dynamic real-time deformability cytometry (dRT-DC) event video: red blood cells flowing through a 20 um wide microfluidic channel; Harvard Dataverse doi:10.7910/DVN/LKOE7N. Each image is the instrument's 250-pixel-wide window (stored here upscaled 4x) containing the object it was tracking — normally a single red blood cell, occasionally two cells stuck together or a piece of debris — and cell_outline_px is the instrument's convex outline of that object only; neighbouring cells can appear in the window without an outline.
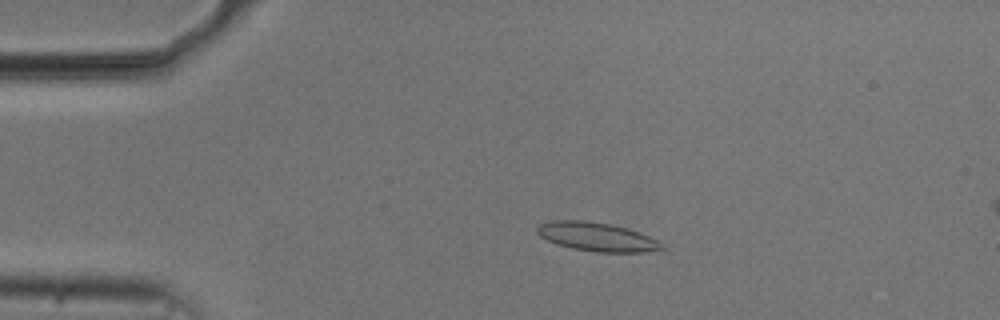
{"species": "common noctule bat (a hibernating species)", "species_latin": "Nyctalus noctula", "temperature_condition": "cold", "stored_images_in_passage": 46, "camera_frame_rate_fps": 3000, "um_per_image_px": 0.085, "animal": {"sex": "male", "body_mass_g": 20.5, "forearm_length_mm": 52.5}, "frame": {"image": 1, "passage_image": 3, "time_ms": 0.667, "image_size_px": [1000, 320], "cell_outline_px": [[664, 248], [644, 252], [596, 252], [572, 248], [556, 244], [540, 236], [536, 232], [536, 228], [540, 224], [552, 220], [588, 220], [608, 224], [640, 232], [656, 240]], "centroid_in_image_um": [50.67, 20.12], "position_along_channel_um": 34.3, "area_um2": 20.63}}
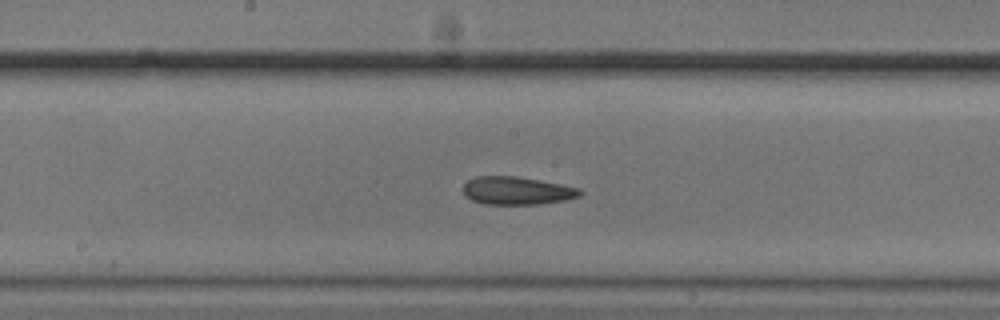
{"frame": {"image": 2, "passage_image": 20, "time_ms": 6.333, "image_size_px": [1000, 320], "cell_outline_px": [[584, 192], [580, 196], [564, 200], [536, 204], [484, 204], [472, 200], [464, 196], [464, 184], [468, 180], [476, 176], [516, 176], [560, 184], [580, 188]], "centroid_in_image_um": [43.93, 16.2], "position_along_channel_um": 204.3, "area_um2": 18.96}}
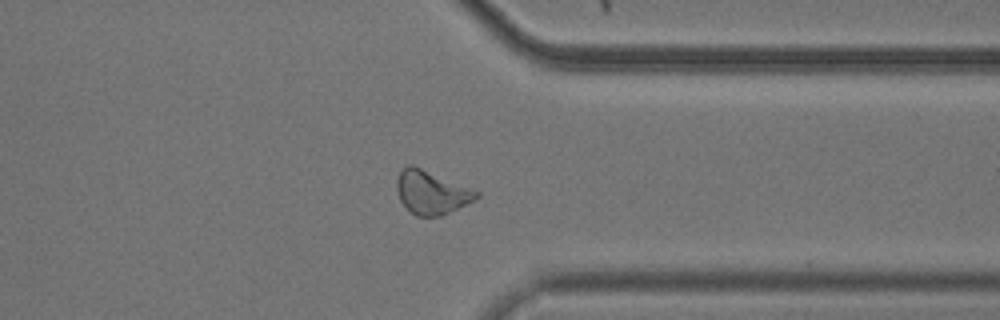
{"frame": {"image": 3, "passage_image": 34, "time_ms": 11.0, "image_size_px": [1000, 320], "cell_outline_px": [[480, 196], [440, 216], [416, 216], [400, 200], [396, 188], [396, 180], [400, 168], [408, 164], [412, 164], [480, 192]], "centroid_in_image_um": [36.61, 16.32], "position_along_channel_um": 374.8, "area_um2": 19.83}, "authors_computed_cell_mechanics": {"area_um2": 19.7098, "velocity_mm_per_s": 3.7244, "shape_relaxation_time_tau1_ms": null, "shape_relaxation_time_tau2_ms": 7.0337, "deformation_change_tau1": null, "deformation_change_tau2": 0.1599}}